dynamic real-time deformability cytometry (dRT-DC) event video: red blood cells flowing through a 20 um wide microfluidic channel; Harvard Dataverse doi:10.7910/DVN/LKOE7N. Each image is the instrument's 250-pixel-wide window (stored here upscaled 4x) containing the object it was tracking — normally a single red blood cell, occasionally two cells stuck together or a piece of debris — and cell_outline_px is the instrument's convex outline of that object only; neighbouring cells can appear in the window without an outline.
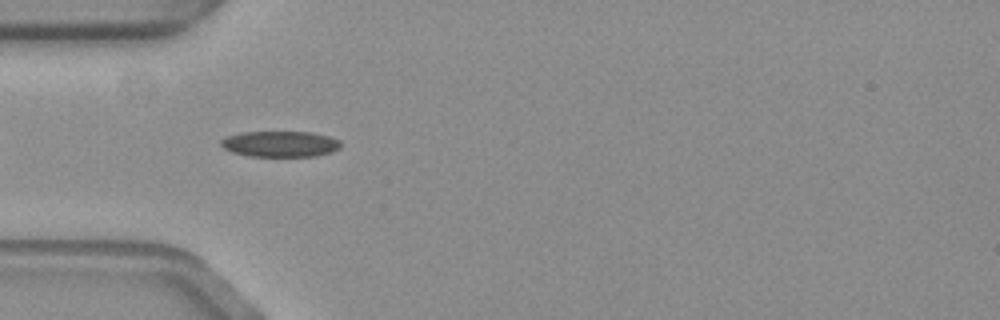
{"species": "common noctule bat (a hibernating species)", "species_latin": "Nyctalus noctula", "temperature_condition": "warm", "stored_images_in_passage": 8, "camera_frame_rate_fps": 3000, "um_per_image_px": 0.085, "animal": {"sex": "female", "body_mass_g": 19.3, "forearm_length_mm": 54.1}, "frame": {"image": 1, "passage_image": 4, "time_ms": 1.0, "image_size_px": [1000, 320], "cell_outline_px": [[340, 148], [332, 152], [316, 156], [248, 156], [232, 152], [224, 148], [220, 144], [220, 140], [228, 136], [240, 132], [308, 132], [328, 136], [340, 140]], "centroid_in_image_um": [23.81, 12.24], "position_along_channel_um": 61.2, "area_um2": 18.03}}
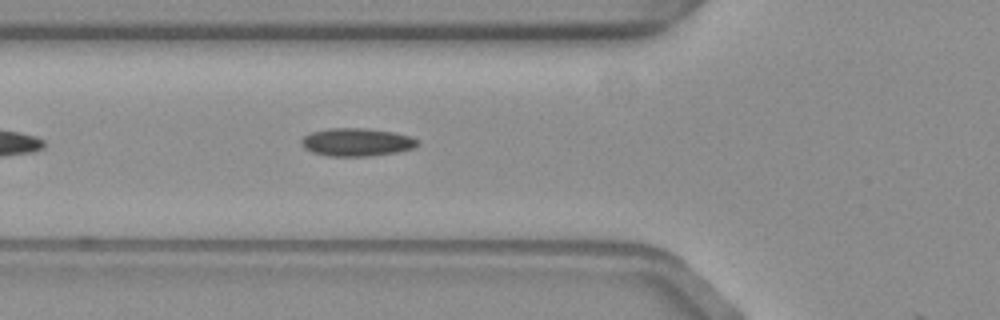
{"frame": {"image": 2, "passage_image": 7, "time_ms": 2.0, "image_size_px": [1000, 320], "cell_outline_px": [[420, 144], [412, 148], [396, 152], [368, 156], [328, 156], [312, 152], [304, 148], [300, 140], [304, 136], [312, 132], [328, 128], [368, 128], [392, 132], [412, 136], [420, 140]], "centroid_in_image_um": [30.33, 12.07], "position_along_channel_um": 95.5, "area_um2": 19.02}}